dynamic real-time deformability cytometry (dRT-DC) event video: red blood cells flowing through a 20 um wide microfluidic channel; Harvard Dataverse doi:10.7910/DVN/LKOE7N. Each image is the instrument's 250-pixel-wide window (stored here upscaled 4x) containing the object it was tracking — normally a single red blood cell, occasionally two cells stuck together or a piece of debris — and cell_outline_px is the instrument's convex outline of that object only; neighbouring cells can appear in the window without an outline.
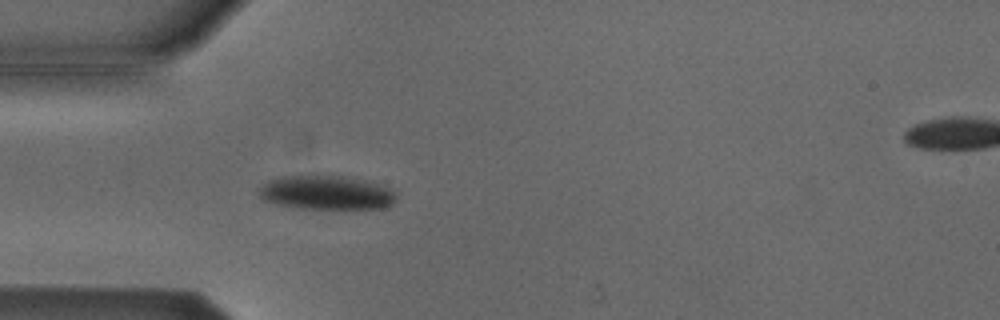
{"species": "Egyptian fruit bat (a non-hibernating species)", "species_latin": "Rousettus aegyptiacus", "temperature_condition": "cold", "stored_images_in_passage": 42, "camera_frame_rate_fps": 3000, "um_per_image_px": 0.085, "animal": {"sex": "male"}, "frame": {"image": 1, "passage_image": 4, "time_ms": 1.0, "image_size_px": [1000, 320], "cell_outline_px": [[396, 200], [392, 204], [384, 208], [344, 212], [292, 208], [276, 204], [264, 200], [260, 196], [260, 188], [268, 180], [280, 176], [344, 176], [364, 180], [392, 188], [396, 192]], "centroid_in_image_um": [27.81, 16.44], "position_along_channel_um": 57.2, "area_um2": 28.5}}
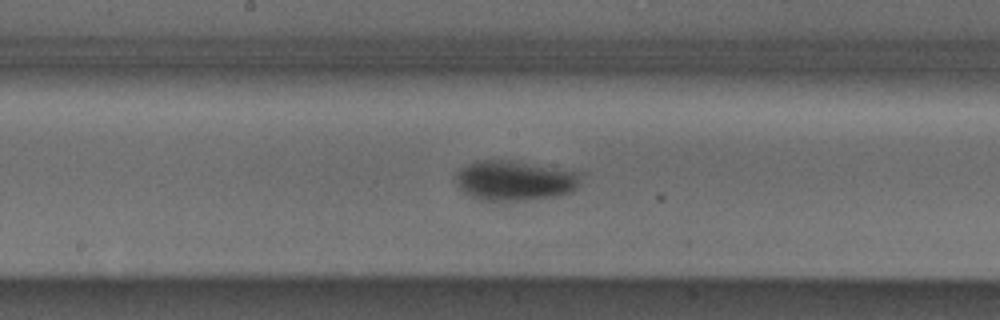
{"frame": {"image": 2, "passage_image": 16, "time_ms": 5.0, "image_size_px": [1000, 320], "cell_outline_px": [[584, 172], [580, 184], [572, 192], [556, 196], [524, 200], [480, 200], [464, 192], [456, 184], [456, 172], [460, 168], [476, 160], [508, 160]], "centroid_in_image_um": [43.79, 15.33], "position_along_channel_um": 204.4, "area_um2": 29.3}}
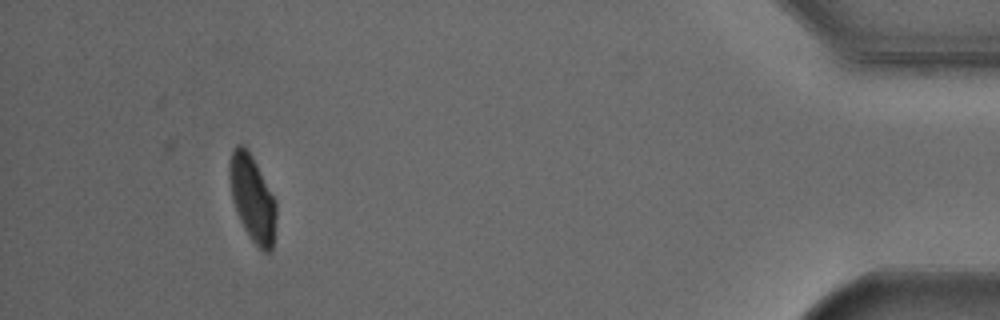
{"frame": {"image": 3, "passage_image": 38, "time_ms": 12.333, "image_size_px": [1000, 320], "cell_outline_px": [[276, 216], [272, 252], [264, 252], [252, 240], [244, 228], [236, 212], [232, 196], [228, 176], [228, 164], [232, 152], [236, 144], [244, 144], [252, 156], [276, 200]], "centroid_in_image_um": [21.45, 16.84], "position_along_channel_um": 413.8, "area_um2": 23.47}, "authors_computed_cell_mechanics": {"area_um2": 27.7729, "velocity_mm_per_s": 3.7948, "shape_relaxation_time_tau1_ms": 2.5519, "shape_relaxation_time_tau2_ms": null, "deformation_change_tau1": 0.1111, "deformation_change_tau2": null}}